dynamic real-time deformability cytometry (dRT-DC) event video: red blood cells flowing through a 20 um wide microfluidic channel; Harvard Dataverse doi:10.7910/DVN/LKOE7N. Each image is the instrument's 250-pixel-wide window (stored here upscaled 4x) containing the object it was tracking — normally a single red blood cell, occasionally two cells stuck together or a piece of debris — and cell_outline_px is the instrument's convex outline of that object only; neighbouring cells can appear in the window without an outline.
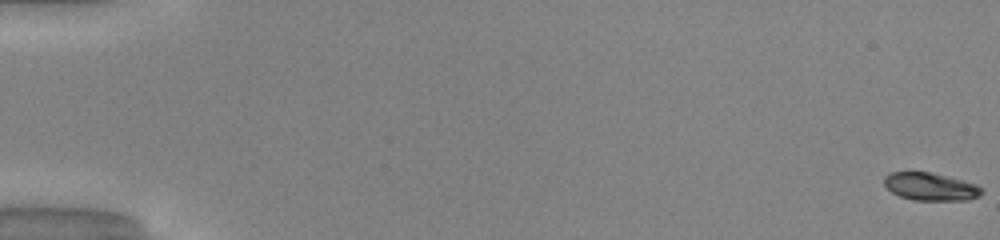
{"species": "common noctule bat (a hibernating species)", "species_latin": "Nyctalus noctula", "temperature_condition": "warm", "stored_images_in_passage": 52, "camera_frame_rate_fps": 3000, "um_per_image_px": 0.085, "animal": {"sex": "male", "body_mass_g": 20.0, "forearm_length_mm": 53.3}, "frame": {"image": 1, "passage_image": 1, "time_ms": 0.0, "image_size_px": [1000, 240], "cell_outline_px": [[984, 192], [980, 196], [968, 200], [912, 200], [900, 196], [892, 192], [884, 184], [884, 176], [892, 172], [928, 172], [948, 176], [976, 184], [984, 188]], "centroid_in_image_um": [79.13, 15.87], "position_along_channel_um": 5.9, "area_um2": 15.84}}
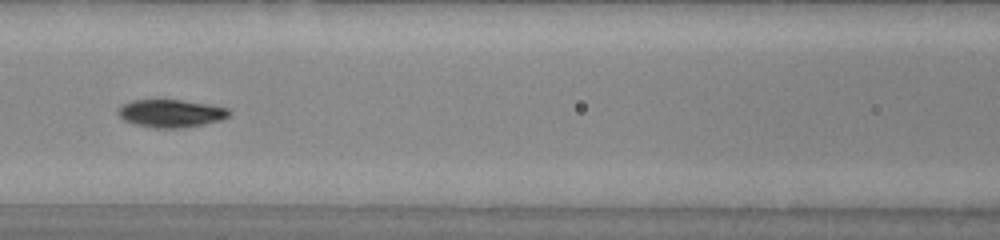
{"frame": {"image": 2, "passage_image": 25, "time_ms": 8.0, "image_size_px": [1000, 240], "cell_outline_px": [[232, 112], [228, 116], [220, 120], [204, 124], [180, 128], [156, 128], [136, 124], [124, 120], [116, 112], [124, 104], [132, 100], [180, 100], [208, 104], [228, 108]], "centroid_in_image_um": [14.55, 9.63], "position_along_channel_um": 152.1, "area_um2": 17.8}}
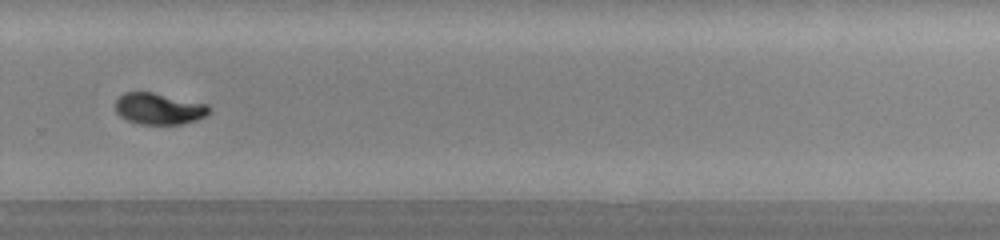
{"frame": {"image": 3, "passage_image": 37, "time_ms": 12.0, "image_size_px": [1000, 240], "cell_outline_px": [[212, 112], [196, 120], [180, 124], [140, 124], [128, 120], [120, 116], [116, 112], [116, 100], [124, 92], [152, 92], [208, 104], [212, 108]], "centroid_in_image_um": [13.54, 9.24], "position_along_channel_um": 316.3, "area_um2": 17.17}, "authors_computed_cell_mechanics": {"area_um2": 17.0799, "velocity_mm_per_s": 4.1127, "shape_relaxation_time_tau1_ms": 2.703, "shape_relaxation_time_tau2_ms": null, "deformation_change_tau1": 0.1653, "deformation_change_tau2": null}}